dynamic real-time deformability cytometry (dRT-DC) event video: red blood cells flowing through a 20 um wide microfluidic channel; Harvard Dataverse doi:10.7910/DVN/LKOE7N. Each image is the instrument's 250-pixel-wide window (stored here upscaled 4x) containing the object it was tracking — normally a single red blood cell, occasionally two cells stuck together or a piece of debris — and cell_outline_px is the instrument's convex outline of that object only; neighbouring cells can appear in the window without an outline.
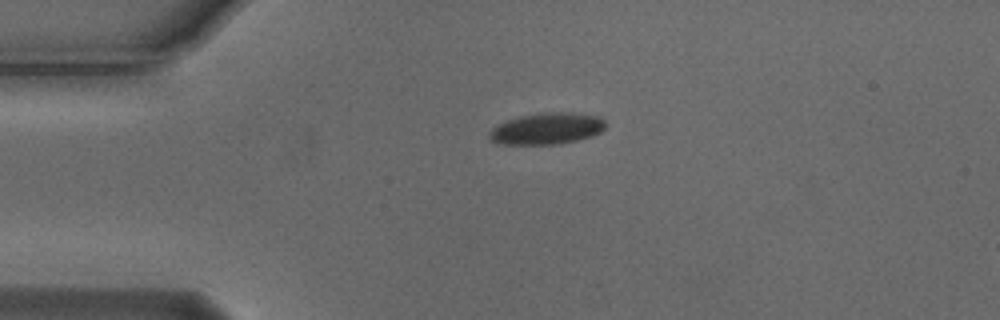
{"species": "Egyptian fruit bat (a non-hibernating species)", "species_latin": "Rousettus aegyptiacus", "temperature_condition": "cold", "stored_images_in_passage": 3, "camera_frame_rate_fps": 3000, "um_per_image_px": 0.085, "animal": {"sex": "male"}, "frame": {"image": 1, "passage_image": 1, "time_ms": 0.0, "image_size_px": [1000, 320], "cell_outline_px": [[604, 128], [600, 132], [592, 136], [560, 144], [496, 144], [488, 136], [488, 132], [496, 124], [520, 116], [540, 112], [572, 112], [596, 116], [604, 120]], "centroid_in_image_um": [46.43, 10.93], "position_along_channel_um": 38.6, "area_um2": 21.39}}